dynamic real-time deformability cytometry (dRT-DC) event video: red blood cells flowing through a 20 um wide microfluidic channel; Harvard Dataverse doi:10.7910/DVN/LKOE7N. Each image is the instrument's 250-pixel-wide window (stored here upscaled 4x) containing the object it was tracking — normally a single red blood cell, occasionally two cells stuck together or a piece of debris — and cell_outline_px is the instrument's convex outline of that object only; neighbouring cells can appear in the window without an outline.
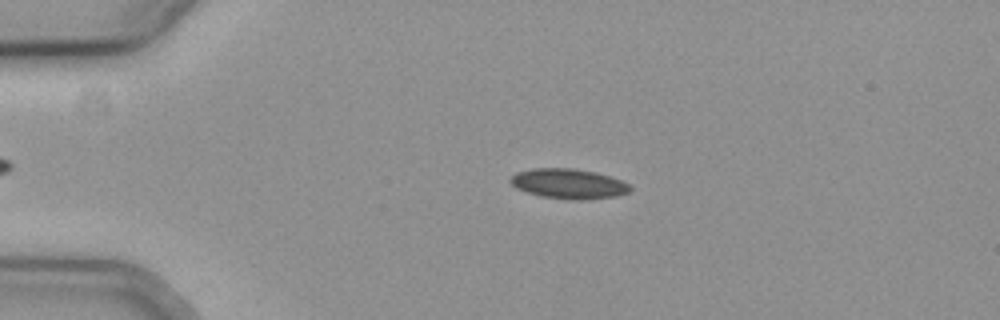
{"species": "common noctule bat (a hibernating species)", "species_latin": "Nyctalus noctula", "temperature_condition": "cold", "stored_images_in_passage": 50, "camera_frame_rate_fps": 3000, "um_per_image_px": 0.085, "animal": {"sex": "female", "body_mass_g": 19.3, "forearm_length_mm": 54.1}, "frame": {"image": 1, "passage_image": 13, "time_ms": 4.0, "image_size_px": [1000, 320], "cell_outline_px": [[632, 188], [628, 192], [616, 196], [580, 200], [572, 200], [540, 196], [516, 188], [508, 180], [516, 172], [532, 168], [572, 168], [596, 172], [620, 180], [628, 184]], "centroid_in_image_um": [48.3, 15.61], "position_along_channel_um": 36.7, "area_um2": 20.81}}
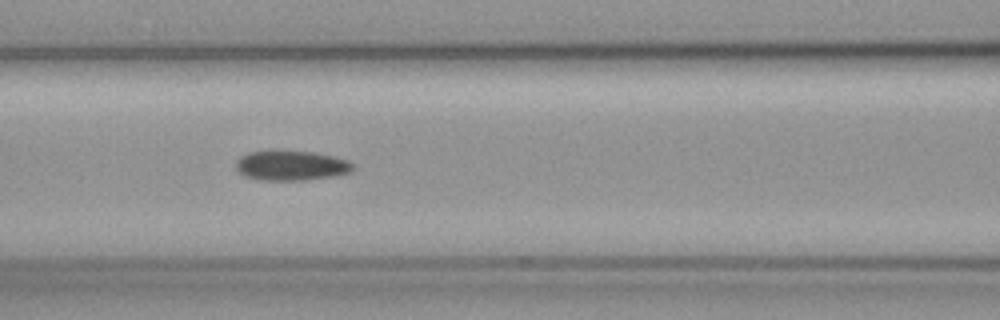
{"frame": {"image": 2, "passage_image": 25, "time_ms": 8.0, "image_size_px": [1000, 320], "cell_outline_px": [[356, 164], [352, 172], [340, 176], [308, 180], [260, 180], [244, 176], [236, 168], [236, 160], [240, 156], [248, 152], [268, 148], [312, 152], [336, 156], [348, 160]], "centroid_in_image_um": [24.78, 14.04], "position_along_channel_um": 141.8, "area_um2": 21.44}}
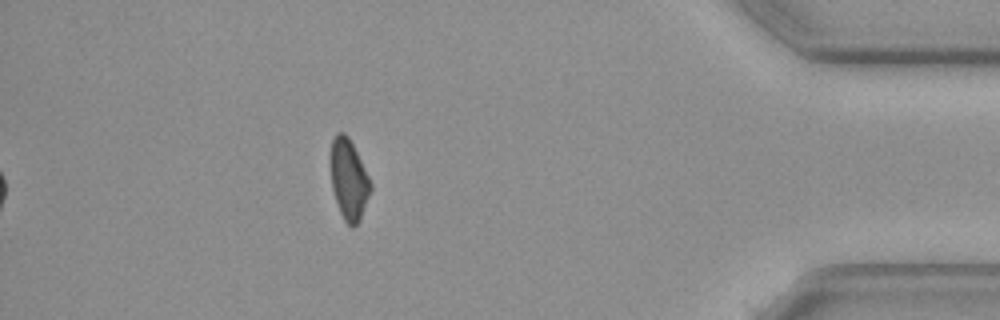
{"frame": {"image": 3, "passage_image": 50, "time_ms": 16.333, "image_size_px": [1000, 320], "cell_outline_px": [[372, 188], [360, 220], [352, 228], [344, 220], [340, 212], [332, 188], [332, 140], [336, 132], [344, 132], [348, 136], [372, 184]], "centroid_in_image_um": [29.67, 15.28], "position_along_channel_um": 405.5, "area_um2": 18.21}}